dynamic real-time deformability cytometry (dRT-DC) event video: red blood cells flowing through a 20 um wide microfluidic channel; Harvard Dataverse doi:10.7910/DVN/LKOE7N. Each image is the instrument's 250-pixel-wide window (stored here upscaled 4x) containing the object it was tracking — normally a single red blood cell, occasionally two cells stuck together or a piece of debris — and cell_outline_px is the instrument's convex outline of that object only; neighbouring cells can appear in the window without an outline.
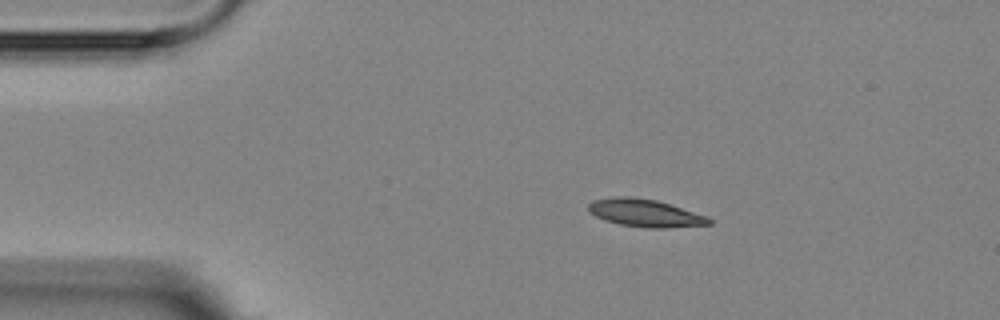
{"species": "Egyptian fruit bat (a non-hibernating species)", "species_latin": "Rousettus aegyptiacus", "temperature_condition": "room temperature", "stored_images_in_passage": 4, "camera_frame_rate_fps": 3000, "um_per_image_px": 0.085, "animal": {"sex": "female"}, "frame": {"image": 1, "passage_image": 1, "time_ms": 0.0, "image_size_px": [1000, 320], "cell_outline_px": [[712, 224], [664, 228], [652, 228], [620, 224], [604, 220], [588, 212], [588, 204], [592, 200], [616, 196], [628, 196], [656, 200], [708, 216], [712, 220]], "centroid_in_image_um": [54.81, 18.1], "position_along_channel_um": 30.2, "area_um2": 19.36}}
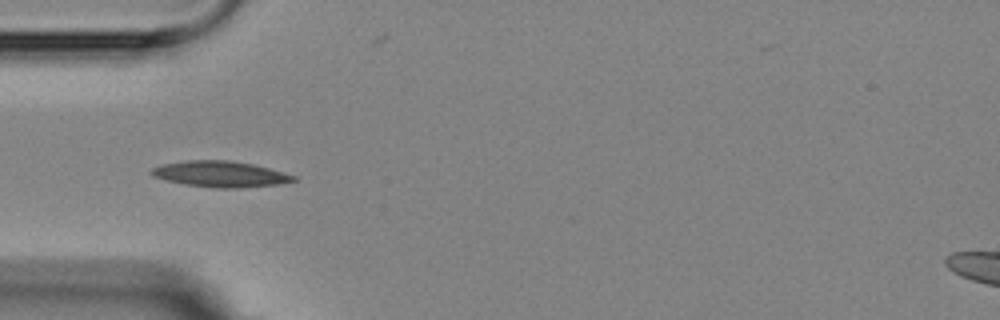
{"frame": {"image": 2, "passage_image": 3, "time_ms": 2.333, "image_size_px": [1000, 320], "cell_outline_px": [[296, 180], [276, 184], [236, 188], [216, 188], [184, 184], [152, 176], [148, 172], [152, 168], [160, 164], [184, 160], [228, 160], [252, 164], [268, 168], [296, 176]], "centroid_in_image_um": [18.65, 14.78], "position_along_channel_um": 66.3, "area_um2": 21.33}}
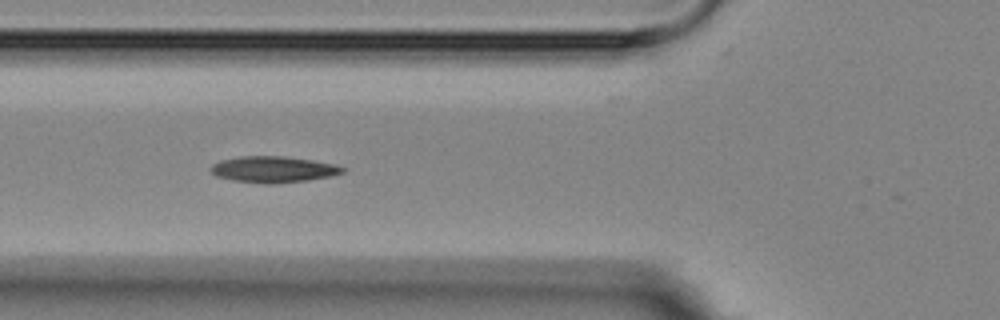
{"frame": {"image": 3, "passage_image": 4, "time_ms": 3.333, "image_size_px": [1000, 320], "cell_outline_px": [[344, 172], [332, 176], [308, 180], [272, 184], [264, 184], [232, 180], [216, 176], [212, 172], [212, 164], [220, 160], [240, 156], [284, 156], [312, 160], [336, 164], [344, 168]], "centroid_in_image_um": [23.24, 14.4], "position_along_channel_um": 102.6, "area_um2": 20.17}}